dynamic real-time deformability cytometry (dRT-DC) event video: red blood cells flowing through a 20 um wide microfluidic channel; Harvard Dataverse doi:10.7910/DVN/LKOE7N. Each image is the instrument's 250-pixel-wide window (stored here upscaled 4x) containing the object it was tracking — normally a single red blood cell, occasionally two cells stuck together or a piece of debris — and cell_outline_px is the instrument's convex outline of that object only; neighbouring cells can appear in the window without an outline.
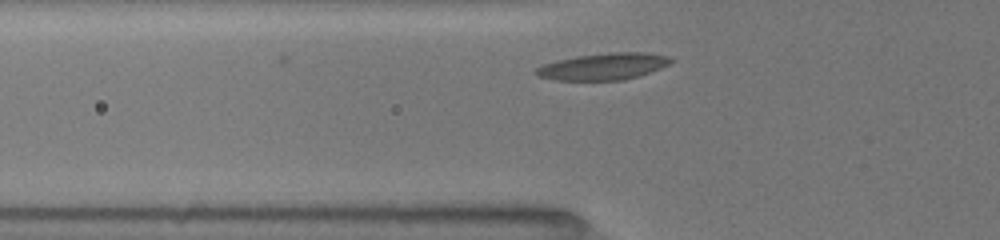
{"species": "common noctule bat (a hibernating species)", "species_latin": "Nyctalus noctula", "temperature_condition": "room temperature", "stored_images_in_passage": 3, "camera_frame_rate_fps": 3000, "um_per_image_px": 0.085, "animal": {"sex": "female", "body_mass_g": 19.5, "forearm_length_mm": 54.1}, "frame": {"image": 1, "passage_image": 3, "time_ms": 0.667, "image_size_px": [1000, 240], "cell_outline_px": [[676, 60], [660, 68], [624, 80], [556, 80], [540, 76], [532, 72], [536, 68], [544, 64], [556, 60], [576, 56], [608, 52], [648, 52], [672, 56]], "centroid_in_image_um": [51.31, 5.63], "position_along_channel_um": 74.5, "area_um2": 21.1}}